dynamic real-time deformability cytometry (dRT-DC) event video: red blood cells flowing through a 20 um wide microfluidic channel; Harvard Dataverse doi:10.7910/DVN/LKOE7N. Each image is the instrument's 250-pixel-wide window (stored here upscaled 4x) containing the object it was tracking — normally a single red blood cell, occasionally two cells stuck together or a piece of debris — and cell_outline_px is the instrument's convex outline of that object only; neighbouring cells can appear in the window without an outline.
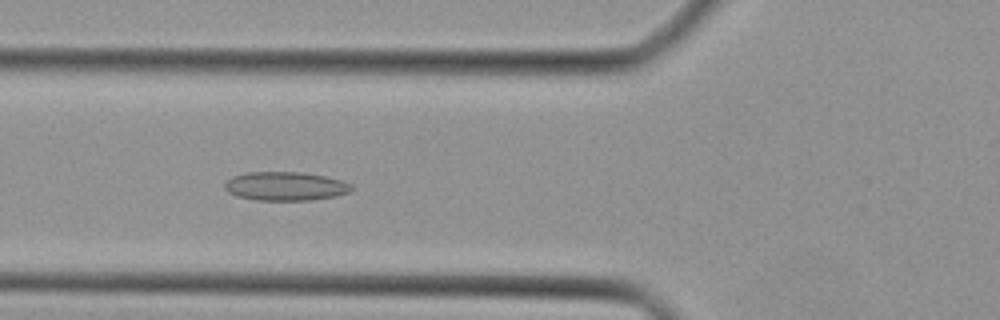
{"species": "Egyptian fruit bat (a non-hibernating species)", "species_latin": "Rousettus aegyptiacus", "temperature_condition": "cold", "stored_images_in_passage": 41, "camera_frame_rate_fps": 3000, "um_per_image_px": 0.085, "animal": {"sex": "female"}, "frame": {"image": 1, "passage_image": 13, "time_ms": 4.0, "image_size_px": [1000, 320], "cell_outline_px": [[352, 188], [348, 192], [336, 196], [312, 200], [256, 200], [236, 196], [228, 192], [224, 188], [224, 184], [232, 176], [244, 172], [304, 172], [324, 176], [340, 180], [352, 184]], "centroid_in_image_um": [24.23, 15.82], "position_along_channel_um": 101.6, "area_um2": 21.33}}
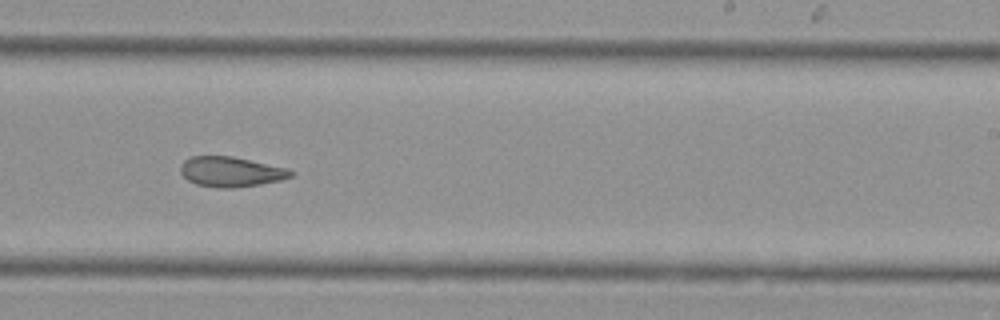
{"frame": {"image": 2, "passage_image": 24, "time_ms": 7.667, "image_size_px": [1000, 320], "cell_outline_px": [[292, 176], [280, 180], [260, 184], [232, 188], [216, 188], [196, 184], [188, 180], [180, 172], [180, 164], [184, 160], [192, 156], [232, 156], [288, 168], [292, 172]], "centroid_in_image_um": [19.59, 14.6], "position_along_channel_um": 269.4, "area_um2": 19.31}}
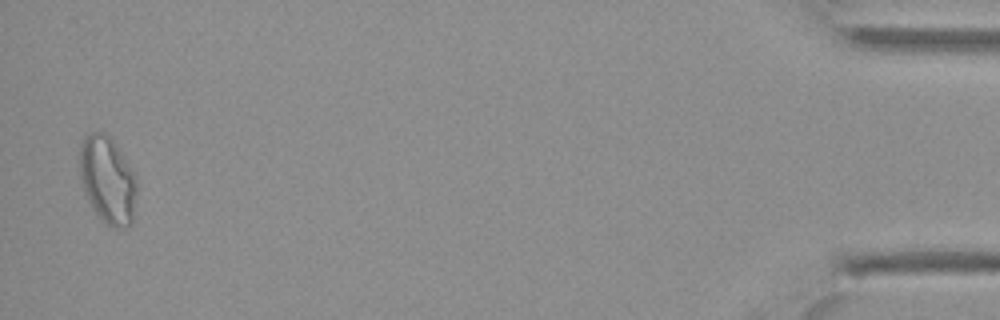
{"frame": {"image": 3, "passage_image": 40, "time_ms": 13.0, "image_size_px": [1000, 320], "cell_outline_px": [[136, 192], [132, 224], [128, 228], [112, 228], [96, 212], [88, 200], [84, 192], [80, 176], [80, 148], [84, 136], [92, 132], [104, 132], [112, 140], [132, 168], [136, 176]], "centroid_in_image_um": [9.16, 15.3], "position_along_channel_um": 426.0, "area_um2": 28.84}}